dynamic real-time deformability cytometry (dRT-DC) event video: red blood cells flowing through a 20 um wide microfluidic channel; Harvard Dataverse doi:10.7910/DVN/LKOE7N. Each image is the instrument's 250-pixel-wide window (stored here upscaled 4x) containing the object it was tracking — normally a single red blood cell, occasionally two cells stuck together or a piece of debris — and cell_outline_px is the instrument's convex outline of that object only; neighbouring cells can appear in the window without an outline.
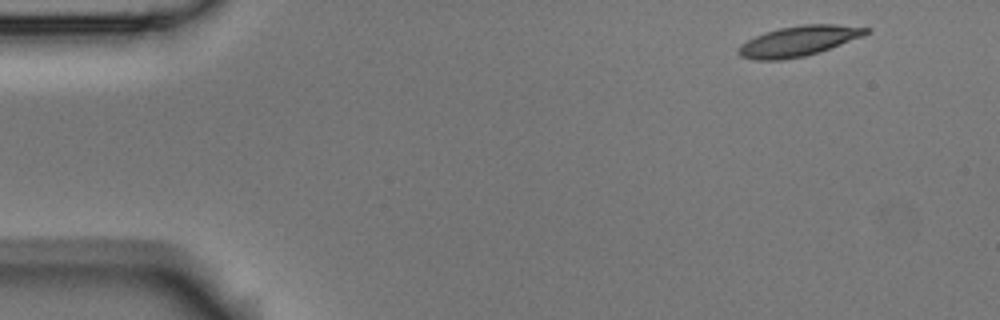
{"species": "Egyptian fruit bat (a non-hibernating species)", "species_latin": "Rousettus aegyptiacus", "temperature_condition": "room temperature", "stored_images_in_passage": 49, "camera_frame_rate_fps": 3000, "um_per_image_px": 0.085, "animal": {"sex": "male"}, "frame": {"image": 1, "passage_image": 1, "time_ms": 0.0, "image_size_px": [1000, 320], "cell_outline_px": [[872, 32], [864, 36], [820, 52], [804, 56], [780, 60], [752, 60], [740, 56], [736, 52], [740, 44], [756, 36], [780, 28], [804, 24], [832, 24], [872, 28]], "centroid_in_image_um": [67.92, 3.5], "position_along_channel_um": 17.1, "area_um2": 22.54}}
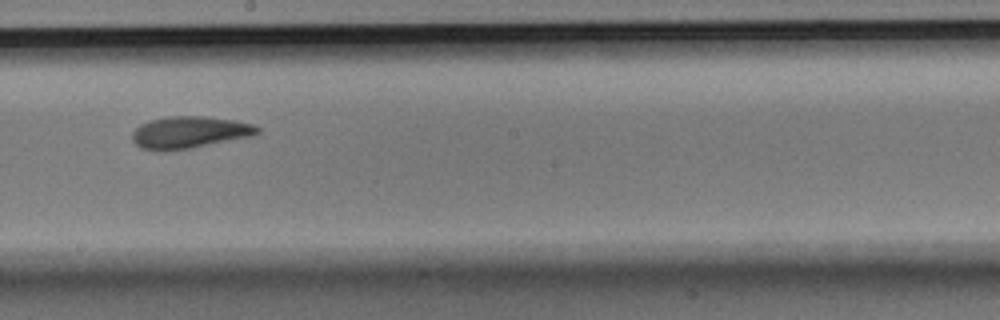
{"frame": {"image": 2, "passage_image": 26, "time_ms": 8.333, "image_size_px": [1000, 320], "cell_outline_px": [[260, 132], [248, 136], [192, 148], [164, 152], [140, 148], [132, 140], [132, 132], [140, 124], [148, 120], [172, 116], [204, 116], [236, 120], [252, 124], [260, 128]], "centroid_in_image_um": [16.05, 11.25], "position_along_channel_um": 232.2, "area_um2": 23.35}}
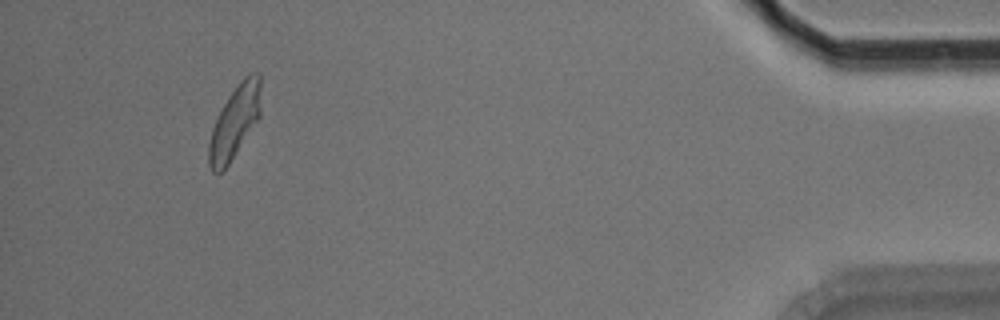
{"frame": {"image": 3, "passage_image": 46, "time_ms": 15.0, "image_size_px": [1000, 320], "cell_outline_px": [[260, 116], [228, 164], [220, 172], [212, 172], [208, 164], [208, 144], [212, 128], [228, 96], [240, 80], [244, 76], [252, 72], [260, 72]], "centroid_in_image_um": [19.95, 10.34], "position_along_channel_um": 415.3, "area_um2": 21.68}, "authors_computed_cell_mechanics": {"area_um2": 22.4264, "velocity_mm_per_s": 3.7469, "shape_relaxation_time_tau1_ms": 6.3617, "shape_relaxation_time_tau2_ms": 3.893, "deformation_change_tau1": 0.165, "deformation_change_tau2": 0.1105}}